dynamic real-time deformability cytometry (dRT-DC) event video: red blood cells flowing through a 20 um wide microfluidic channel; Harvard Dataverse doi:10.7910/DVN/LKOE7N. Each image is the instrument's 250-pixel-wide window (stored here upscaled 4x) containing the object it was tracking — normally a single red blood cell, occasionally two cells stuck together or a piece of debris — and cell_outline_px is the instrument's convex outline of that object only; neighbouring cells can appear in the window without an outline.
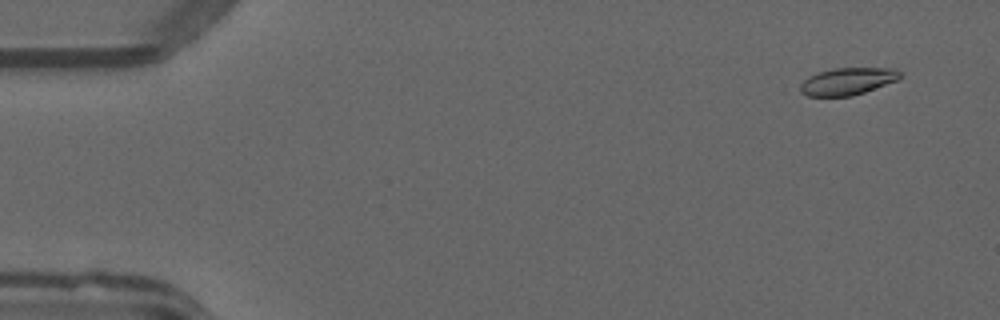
{"species": "common noctule bat (a hibernating species)", "species_latin": "Nyctalus noctula", "temperature_condition": "warm", "stored_images_in_passage": 52, "camera_frame_rate_fps": 3000, "um_per_image_px": 0.085, "animal": {"sex": "male", "forearm_length_mm": 52.5}, "frame": {"image": 1, "passage_image": 4, "time_ms": 1.0, "image_size_px": [1000, 320], "cell_outline_px": [[900, 76], [896, 80], [864, 92], [852, 96], [808, 96], [800, 92], [800, 84], [808, 76], [816, 72], [836, 68], [896, 68], [900, 72]], "centroid_in_image_um": [71.99, 6.9], "position_along_channel_um": 13.0, "area_um2": 15.72}}
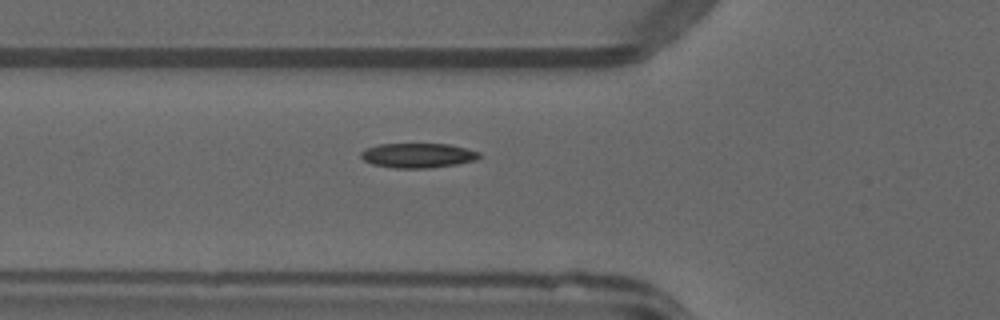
{"frame": {"image": 2, "passage_image": 19, "time_ms": 6.0, "image_size_px": [1000, 320], "cell_outline_px": [[480, 156], [476, 160], [456, 164], [432, 168], [392, 168], [372, 164], [364, 160], [360, 156], [360, 152], [364, 148], [380, 144], [448, 144], [480, 152]], "centroid_in_image_um": [35.48, 13.22], "position_along_channel_um": 90.3, "area_um2": 17.05}}
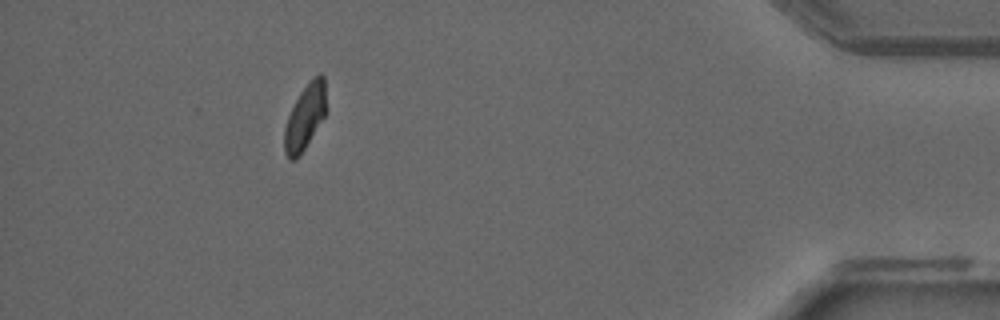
{"frame": {"image": 3, "passage_image": 47, "time_ms": 15.333, "image_size_px": [1000, 320], "cell_outline_px": [[324, 116], [300, 156], [296, 160], [288, 160], [284, 152], [284, 128], [288, 116], [300, 92], [312, 76], [320, 72], [324, 76]], "centroid_in_image_um": [25.88, 9.97], "position_along_channel_um": 409.3, "area_um2": 15.66}, "authors_computed_cell_mechanics": {"area_um2": 16.3863, "velocity_mm_per_s": 4.0279, "shape_relaxation_time_tau1_ms": 7.3706, "shape_relaxation_time_tau2_ms": 8.574, "deformation_change_tau1": 0.1784, "deformation_change_tau2": 0.0722}}